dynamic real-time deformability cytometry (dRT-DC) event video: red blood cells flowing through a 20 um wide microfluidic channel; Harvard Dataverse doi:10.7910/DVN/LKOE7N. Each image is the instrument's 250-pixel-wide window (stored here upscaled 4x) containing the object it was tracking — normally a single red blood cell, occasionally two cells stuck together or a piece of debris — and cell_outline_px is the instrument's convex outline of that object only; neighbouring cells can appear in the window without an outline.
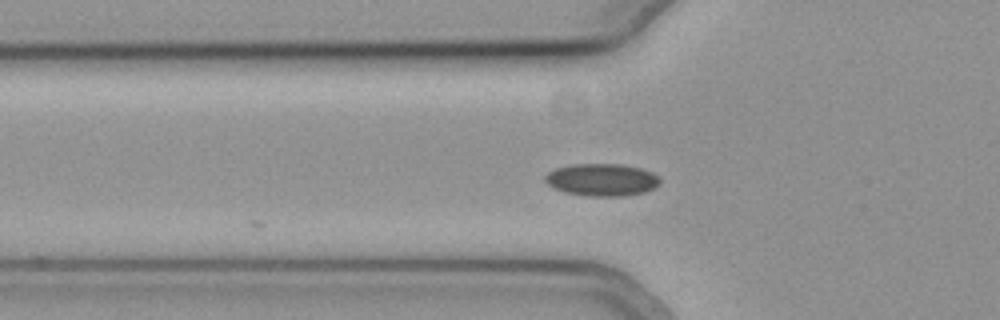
{"species": "common noctule bat (a hibernating species)", "species_latin": "Nyctalus noctula", "temperature_condition": "cold", "stored_images_in_passage": 5, "camera_frame_rate_fps": 3000, "um_per_image_px": 0.085, "animal": {"sex": "female", "body_mass_g": 19.3, "forearm_length_mm": 54.1}, "frame": {"image": 1, "passage_image": 2, "time_ms": 0.333, "image_size_px": [1000, 320], "cell_outline_px": [[660, 184], [656, 188], [644, 192], [624, 196], [588, 196], [564, 192], [552, 188], [544, 180], [544, 176], [548, 172], [556, 168], [572, 164], [620, 164], [640, 168], [652, 172], [660, 180]], "centroid_in_image_um": [51.14, 15.28], "position_along_channel_um": 74.7, "area_um2": 21.79}}
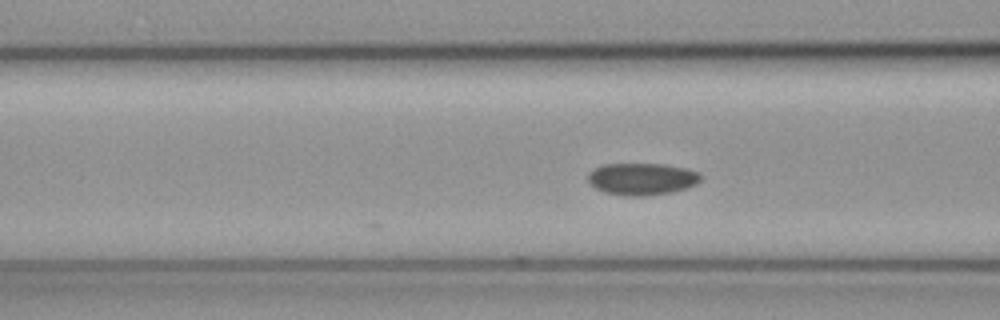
{"frame": {"image": 2, "passage_image": 5, "time_ms": 1.333, "image_size_px": [1000, 320], "cell_outline_px": [[700, 180], [696, 184], [688, 188], [672, 192], [644, 196], [628, 196], [604, 192], [596, 188], [588, 180], [588, 172], [592, 168], [604, 164], [664, 164], [684, 168], [700, 172]], "centroid_in_image_um": [54.56, 15.21], "position_along_channel_um": 112.0, "area_um2": 21.1}}